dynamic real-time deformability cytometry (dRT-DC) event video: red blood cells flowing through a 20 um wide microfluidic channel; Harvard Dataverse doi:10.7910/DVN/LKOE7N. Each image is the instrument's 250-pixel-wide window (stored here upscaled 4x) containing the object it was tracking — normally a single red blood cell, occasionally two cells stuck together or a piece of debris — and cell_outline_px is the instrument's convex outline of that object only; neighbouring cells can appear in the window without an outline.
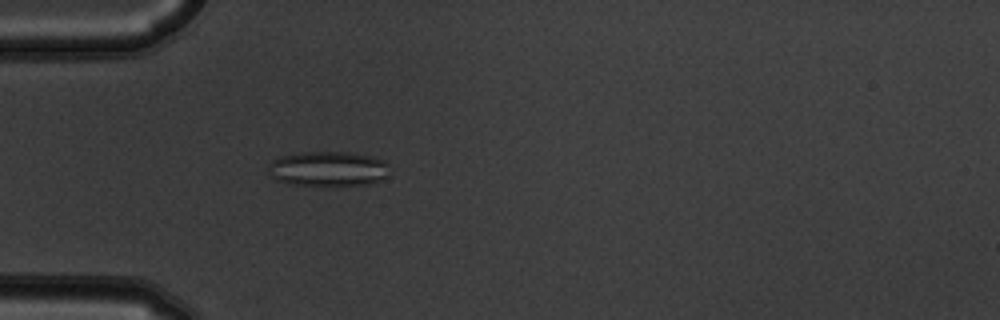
{"species": "common noctule bat (a hibernating species)", "species_latin": "Nyctalus noctula", "temperature_condition": "warm", "stored_images_in_passage": 5, "camera_frame_rate_fps": 3000, "um_per_image_px": 0.085, "animal": {"sex": "male", "body_mass_g": 19.5, "forearm_length_mm": 54.6}, "frame": {"image": 1, "passage_image": 5, "time_ms": 1.333, "image_size_px": [1000, 320], "cell_outline_px": [[388, 176], [368, 184], [288, 184], [276, 180], [268, 172], [268, 164], [272, 160], [280, 156], [304, 152], [348, 152], [372, 156], [384, 160], [388, 164]], "centroid_in_image_um": [27.87, 14.32], "position_along_channel_um": 57.1, "area_um2": 24.39}}